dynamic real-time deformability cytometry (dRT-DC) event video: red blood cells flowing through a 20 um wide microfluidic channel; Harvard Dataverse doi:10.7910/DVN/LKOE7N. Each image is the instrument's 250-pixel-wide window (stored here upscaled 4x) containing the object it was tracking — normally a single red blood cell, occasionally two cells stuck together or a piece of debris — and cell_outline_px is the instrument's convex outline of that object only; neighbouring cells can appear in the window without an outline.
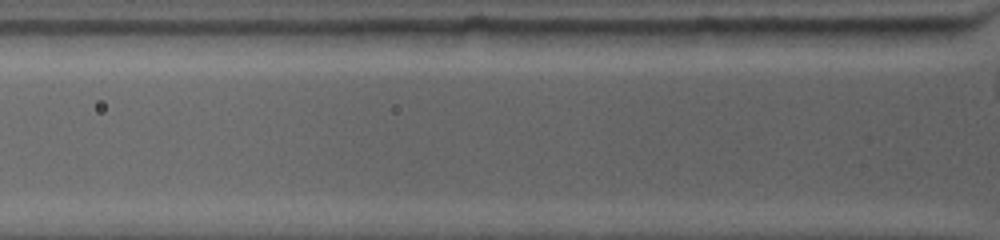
{"species": "common noctule bat (a hibernating species)", "species_latin": "Nyctalus noctula", "temperature_condition": "warm", "stored_images_in_passage": 2, "camera_frame_rate_fps": 4500, "um_per_image_px": 0.085, "animal": {"sex": "female", "body_mass_g": 19.0, "forearm_length_mm": 53.3}, "frame": {"image": 1, "passage_image": 2, "time_ms": 0.444, "image_size_px": [1000, 240], "cell_outline_px": [[948, 36], [912, 44], [844, 48], [832, 44], [820, 32], [824, 28], [948, 28]], "centroid_in_image_um": [74.88, 3.08], "position_along_channel_um": 50.9, "area_um2": 14.33}}